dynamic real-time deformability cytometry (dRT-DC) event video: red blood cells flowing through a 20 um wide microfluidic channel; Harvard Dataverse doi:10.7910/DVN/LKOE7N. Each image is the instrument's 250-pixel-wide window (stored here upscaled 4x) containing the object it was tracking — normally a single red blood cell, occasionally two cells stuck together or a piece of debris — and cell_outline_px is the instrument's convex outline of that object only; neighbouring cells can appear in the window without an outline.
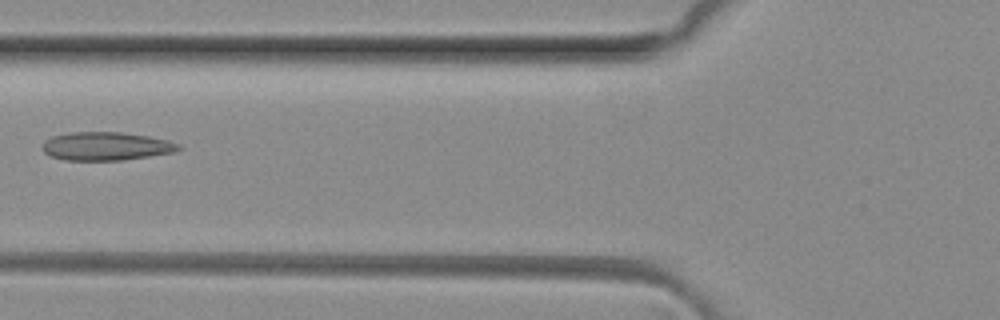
{"species": "common noctule bat (a hibernating species)", "species_latin": "Nyctalus noctula", "temperature_condition": "room temperature", "stored_images_in_passage": 6, "camera_frame_rate_fps": 3000, "um_per_image_px": 0.085, "animal": {"sex": "female", "body_mass_g": 29.2, "forearm_length_mm": 56.3}, "frame": {"image": 1, "passage_image": 5, "time_ms": 1.333, "image_size_px": [1000, 320], "cell_outline_px": [[184, 148], [172, 152], [124, 160], [64, 160], [48, 156], [40, 148], [44, 140], [52, 136], [68, 132], [120, 132], [148, 136], [168, 140], [180, 144]], "centroid_in_image_um": [8.97, 12.42], "position_along_channel_um": 116.8, "area_um2": 22.72}}
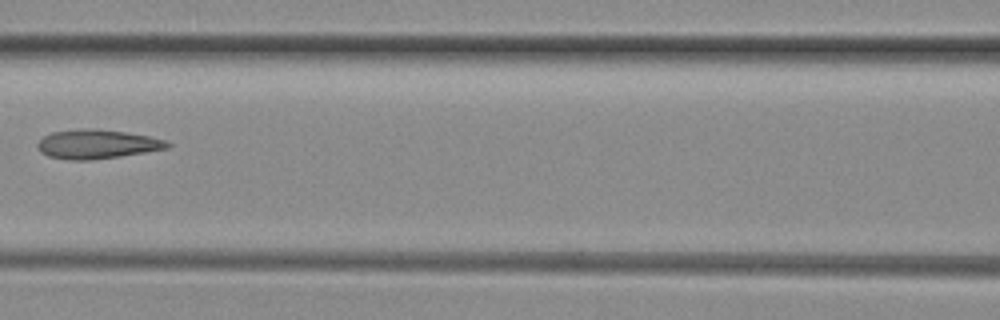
{"frame": {"image": 2, "passage_image": 6, "time_ms": 1.667, "image_size_px": [1000, 320], "cell_outline_px": [[172, 144], [168, 148], [120, 156], [92, 160], [68, 160], [48, 156], [40, 152], [36, 144], [44, 136], [52, 132], [84, 128], [92, 128], [124, 132], [148, 136], [164, 140]], "centroid_in_image_um": [8.21, 12.26], "position_along_channel_um": 158.4, "area_um2": 21.91}}